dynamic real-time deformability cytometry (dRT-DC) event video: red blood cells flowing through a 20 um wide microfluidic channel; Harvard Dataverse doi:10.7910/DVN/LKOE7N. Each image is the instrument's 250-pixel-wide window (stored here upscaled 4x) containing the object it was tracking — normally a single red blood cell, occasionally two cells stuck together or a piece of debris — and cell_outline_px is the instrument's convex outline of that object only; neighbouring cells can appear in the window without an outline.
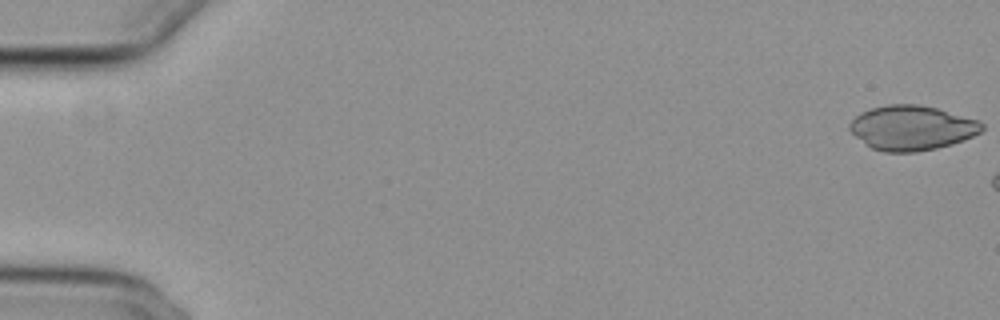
{"species": "common noctule bat (a hibernating species)", "species_latin": "Nyctalus noctula", "temperature_condition": "cold", "stored_images_in_passage": 13, "camera_frame_rate_fps": 3000, "um_per_image_px": 0.085, "animal": {"sex": "female", "body_mass_g": 29.2, "forearm_length_mm": 56.3}, "frame": {"image": 1, "passage_image": 1, "time_ms": 0.0, "image_size_px": [1000, 320], "cell_outline_px": [[984, 128], [980, 132], [964, 140], [952, 144], [936, 148], [916, 152], [884, 152], [872, 148], [864, 144], [848, 128], [848, 124], [860, 112], [872, 108], [888, 104], [920, 104], [936, 108], [980, 120], [984, 124]], "centroid_in_image_um": [77.51, 10.86], "position_along_channel_um": 7.5, "area_um2": 34.56}}